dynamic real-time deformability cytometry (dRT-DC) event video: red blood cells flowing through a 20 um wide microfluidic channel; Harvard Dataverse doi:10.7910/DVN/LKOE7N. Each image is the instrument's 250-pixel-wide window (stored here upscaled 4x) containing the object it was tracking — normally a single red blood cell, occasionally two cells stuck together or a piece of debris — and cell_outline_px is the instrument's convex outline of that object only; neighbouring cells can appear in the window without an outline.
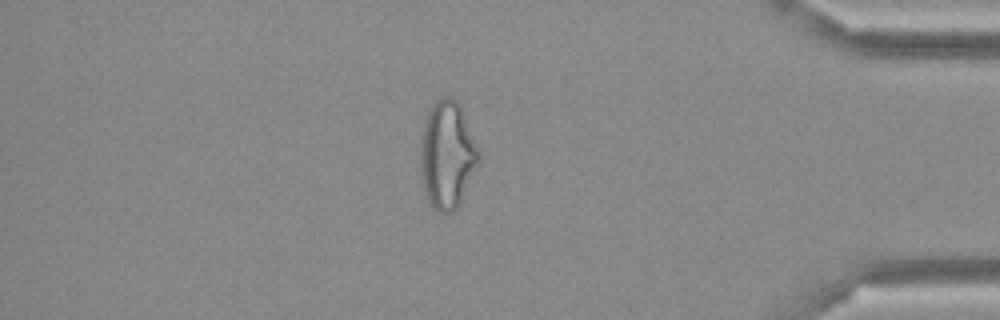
{"species": "Egyptian fruit bat (a non-hibernating species)", "species_latin": "Rousettus aegyptiacus", "temperature_condition": "cold", "stored_images_in_passage": 49, "camera_frame_rate_fps": 3000, "um_per_image_px": 0.085, "frame": {"image": 1, "passage_image": 42, "time_ms": 13.667, "image_size_px": [1000, 320], "cell_outline_px": [[480, 164], [456, 208], [452, 212], [436, 212], [432, 208], [428, 200], [424, 188], [420, 168], [420, 136], [424, 120], [432, 104], [436, 100], [444, 96], [452, 96], [460, 104], [480, 152]], "centroid_in_image_um": [38.01, 13.14], "position_along_channel_um": 397.2, "area_um2": 36.93}}